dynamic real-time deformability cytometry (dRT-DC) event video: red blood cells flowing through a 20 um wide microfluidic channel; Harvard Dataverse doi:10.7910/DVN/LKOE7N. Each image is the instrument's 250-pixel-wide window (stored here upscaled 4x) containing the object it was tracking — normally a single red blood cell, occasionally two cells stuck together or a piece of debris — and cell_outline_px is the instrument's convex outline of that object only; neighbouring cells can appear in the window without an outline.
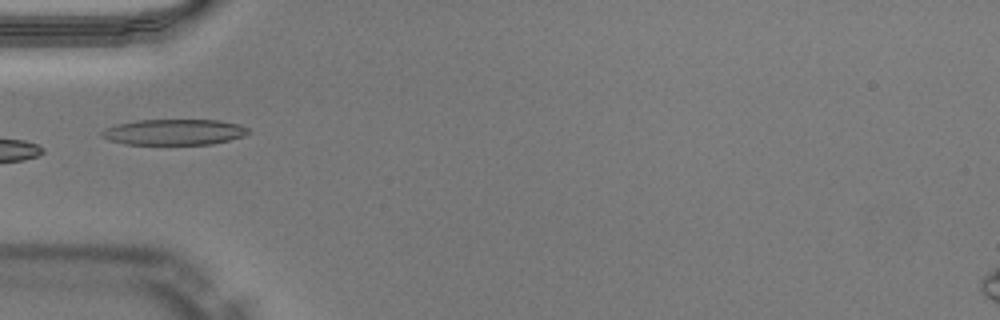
{"species": "Egyptian fruit bat (a non-hibernating species)", "species_latin": "Rousettus aegyptiacus", "temperature_condition": "warm", "stored_images_in_passage": 33, "camera_frame_rate_fps": 3000, "um_per_image_px": 0.085, "animal": {"sex": "male"}, "frame": {"image": 1, "passage_image": 1, "time_ms": 0.0, "image_size_px": [1000, 320], "cell_outline_px": [[248, 132], [244, 136], [212, 144], [124, 144], [108, 140], [100, 136], [100, 132], [116, 124], [136, 120], [220, 120], [240, 124], [248, 128]], "centroid_in_image_um": [14.78, 11.22], "position_along_channel_um": 70.2, "area_um2": 22.02}, "authors_computed_cell_mechanics": {"area_um2": 21.5016, "velocity_mm_per_s": 4.0548, "shape_relaxation_time_tau1_ms": null, "shape_relaxation_time_tau2_ms": 1.9802, "deformation_change_tau1": null, "deformation_change_tau2": 0.0707}}